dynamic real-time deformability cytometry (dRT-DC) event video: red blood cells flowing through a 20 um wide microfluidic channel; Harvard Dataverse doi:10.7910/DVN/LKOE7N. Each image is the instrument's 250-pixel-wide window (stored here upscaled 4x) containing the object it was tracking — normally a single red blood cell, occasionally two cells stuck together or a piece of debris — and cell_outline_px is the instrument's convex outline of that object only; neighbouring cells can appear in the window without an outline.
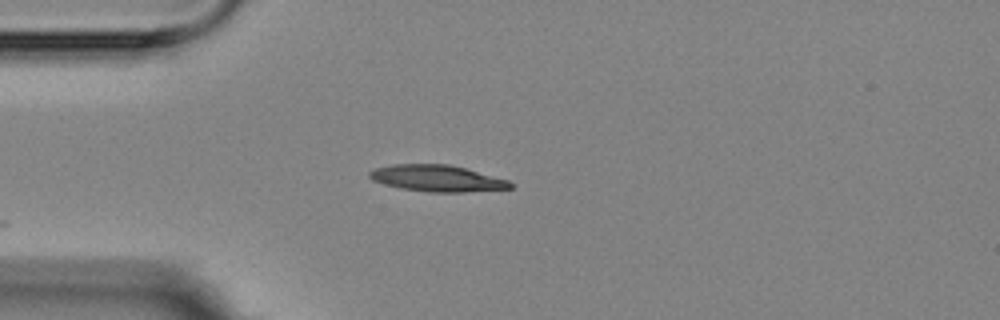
{"species": "Egyptian fruit bat (a non-hibernating species)", "species_latin": "Rousettus aegyptiacus", "temperature_condition": "room temperature", "stored_images_in_passage": 1, "camera_frame_rate_fps": 3000, "um_per_image_px": 0.085, "animal": {"sex": "female"}, "frame": {"image": 1, "passage_image": 1, "time_ms": 0.0, "image_size_px": [1000, 320], "cell_outline_px": [[512, 188], [464, 192], [428, 192], [400, 188], [384, 184], [372, 180], [368, 176], [368, 172], [372, 168], [392, 164], [448, 164], [464, 168], [508, 180], [512, 184]], "centroid_in_image_um": [37.08, 15.15], "position_along_channel_um": 47.9, "area_um2": 21.68}}